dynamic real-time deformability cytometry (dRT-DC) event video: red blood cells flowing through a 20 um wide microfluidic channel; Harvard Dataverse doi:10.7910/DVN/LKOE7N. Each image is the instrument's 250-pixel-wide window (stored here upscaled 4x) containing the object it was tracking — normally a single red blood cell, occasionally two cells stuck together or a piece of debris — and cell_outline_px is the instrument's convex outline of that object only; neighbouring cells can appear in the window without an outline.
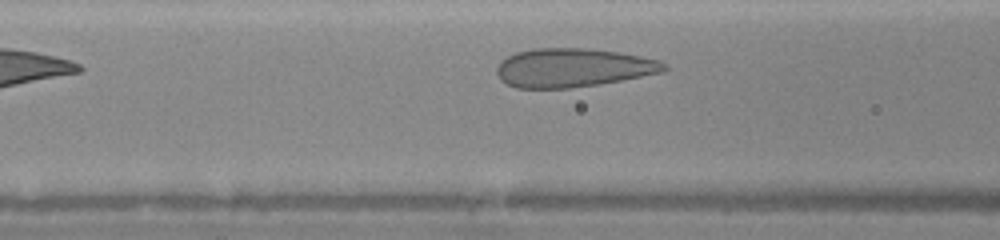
{"species": "human", "species_latin": "Homo sapiens", "temperature_condition": "warm", "stored_images_in_passage": 25, "camera_frame_rate_fps": 3000, "um_per_image_px": 0.085, "donor": {"sex": "female"}, "frame": {"image": 1, "passage_image": 6, "time_ms": 1.667, "image_size_px": [1000, 240], "cell_outline_px": [[668, 68], [664, 72], [600, 84], [568, 88], [516, 88], [500, 80], [496, 72], [496, 68], [500, 60], [516, 52], [532, 48], [588, 48], [616, 52], [640, 56], [660, 60], [668, 64]], "centroid_in_image_um": [48.7, 5.75], "position_along_channel_um": 117.9, "area_um2": 37.97}}
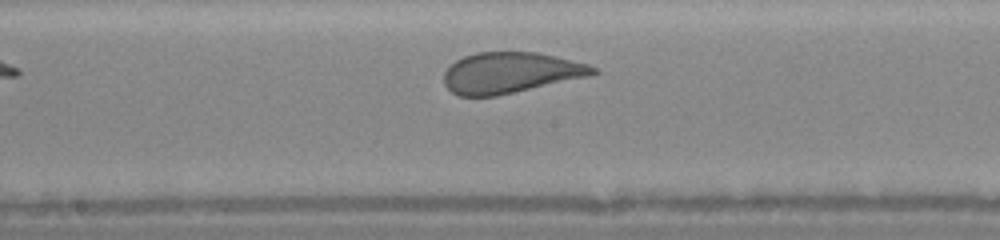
{"frame": {"image": 2, "passage_image": 12, "time_ms": 3.667, "image_size_px": [1000, 240], "cell_outline_px": [[600, 72], [592, 76], [496, 96], [460, 96], [452, 92], [444, 84], [444, 72], [456, 60], [464, 56], [476, 52], [536, 52], [556, 56], [588, 64], [596, 68]], "centroid_in_image_um": [43.42, 6.18], "position_along_channel_um": 204.8, "area_um2": 35.6}}
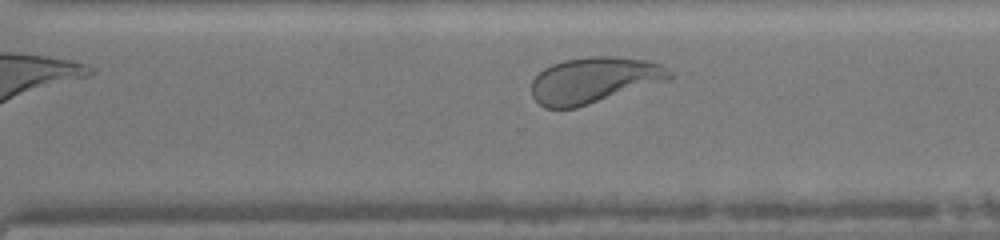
{"frame": {"image": 3, "passage_image": 20, "time_ms": 6.333, "image_size_px": [1000, 240], "cell_outline_px": [[672, 76], [668, 80], [576, 108], [544, 108], [532, 96], [532, 80], [544, 68], [552, 64], [564, 60], [588, 56], [612, 56], [648, 60], [660, 64], [672, 72]], "centroid_in_image_um": [50.48, 6.8], "position_along_channel_um": 320.1, "area_um2": 36.82}}